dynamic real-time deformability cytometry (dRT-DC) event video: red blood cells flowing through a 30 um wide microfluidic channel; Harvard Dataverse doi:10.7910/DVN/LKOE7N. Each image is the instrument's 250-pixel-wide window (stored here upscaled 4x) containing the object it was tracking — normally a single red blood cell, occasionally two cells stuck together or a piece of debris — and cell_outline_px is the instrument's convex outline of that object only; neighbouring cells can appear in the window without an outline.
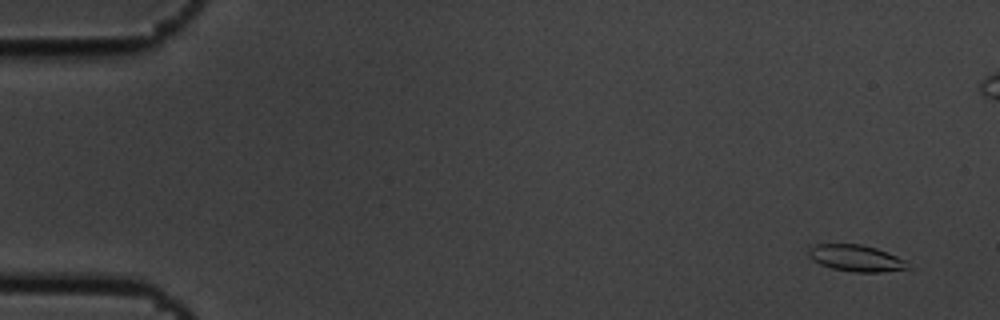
{"species": "common noctule bat (a hibernating species)", "species_latin": "Nyctalus noctula", "temperature_condition": "cold", "stored_images_in_passage": 5, "camera_frame_rate_fps": 3000, "um_per_image_px": 0.085, "animal": {"sex": "male", "body_mass_g": 19.5, "forearm_length_mm": 54.6}, "frame": {"image": 1, "passage_image": 1, "time_ms": 0.0, "image_size_px": [1000, 320], "cell_outline_px": [[916, 268], [880, 272], [852, 272], [832, 268], [820, 264], [808, 256], [808, 248], [816, 244], [860, 244], [876, 248], [896, 256], [904, 260]], "centroid_in_image_um": [72.8, 21.95], "position_along_channel_um": 12.2, "area_um2": 15.43}}